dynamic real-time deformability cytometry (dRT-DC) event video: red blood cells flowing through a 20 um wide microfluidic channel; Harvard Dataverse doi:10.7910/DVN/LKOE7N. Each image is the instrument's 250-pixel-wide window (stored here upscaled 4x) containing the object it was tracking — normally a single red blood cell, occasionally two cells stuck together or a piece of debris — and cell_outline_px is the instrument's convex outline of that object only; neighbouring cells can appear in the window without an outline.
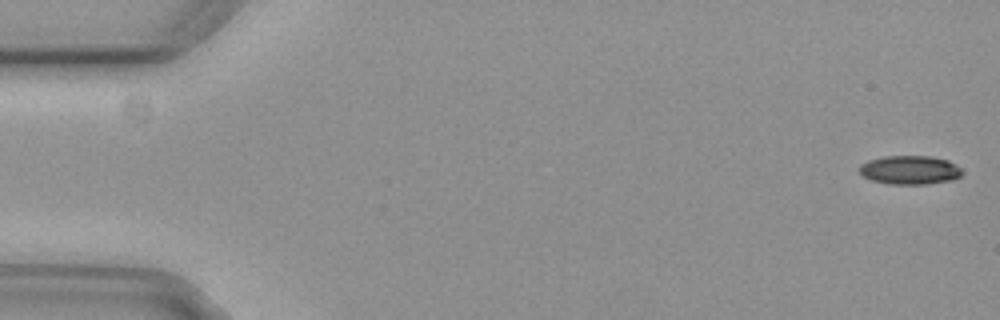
{"species": "common noctule bat (a hibernating species)", "species_latin": "Nyctalus noctula", "temperature_condition": "cold", "stored_images_in_passage": 5, "camera_frame_rate_fps": 3000, "um_per_image_px": 0.085, "animal": {"sex": "female", "body_mass_g": 29.2, "forearm_length_mm": 56.3}, "frame": {"image": 1, "passage_image": 1, "time_ms": 0.0, "image_size_px": [1000, 320], "cell_outline_px": [[964, 172], [960, 176], [952, 180], [924, 184], [888, 184], [872, 180], [864, 176], [860, 172], [860, 164], [868, 160], [884, 156], [932, 156], [948, 160], [964, 168]], "centroid_in_image_um": [77.38, 14.44], "position_along_channel_um": 7.6, "area_um2": 17.4}}
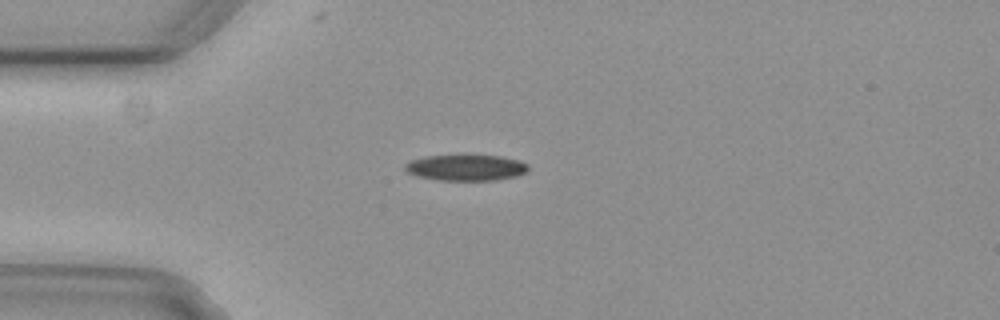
{"frame": {"image": 2, "passage_image": 4, "time_ms": 1.0, "image_size_px": [1000, 320], "cell_outline_px": [[528, 172], [516, 176], [496, 180], [440, 180], [420, 176], [408, 172], [404, 168], [404, 164], [412, 160], [428, 156], [500, 156], [520, 160], [528, 164]], "centroid_in_image_um": [39.66, 14.25], "position_along_channel_um": 45.3, "area_um2": 18.38}}